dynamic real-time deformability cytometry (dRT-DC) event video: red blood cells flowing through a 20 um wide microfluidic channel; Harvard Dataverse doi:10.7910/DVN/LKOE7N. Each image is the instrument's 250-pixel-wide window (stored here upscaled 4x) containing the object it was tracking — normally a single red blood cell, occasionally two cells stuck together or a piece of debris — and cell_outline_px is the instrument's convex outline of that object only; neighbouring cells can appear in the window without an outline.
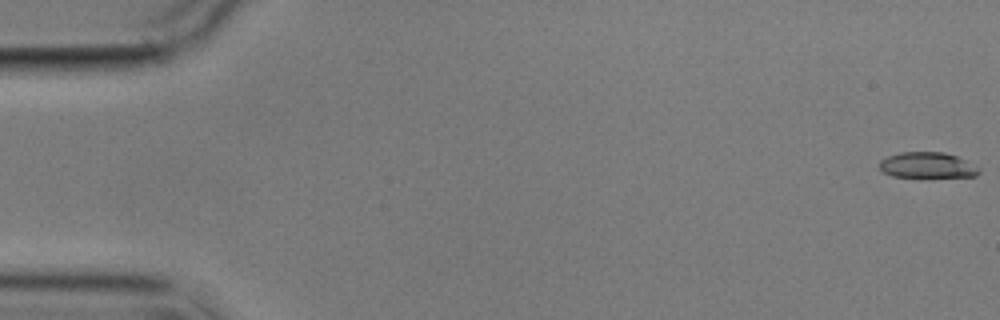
{"species": "common noctule bat (a hibernating species)", "species_latin": "Nyctalus noctula", "temperature_condition": "cold", "stored_images_in_passage": 6, "segment_of_instrument_passage": [1, 2], "camera_frame_rate_fps": 3000, "um_per_image_px": 0.085, "animal": {"sex": "male", "body_mass_g": 17.9}, "frame": {"image": 1, "passage_image": 1, "time_ms": 0.0, "image_size_px": [1000, 320], "cell_outline_px": [[980, 172], [976, 176], [892, 176], [884, 172], [880, 168], [880, 160], [888, 156], [900, 152], [944, 152], [956, 156], [980, 168]], "centroid_in_image_um": [78.81, 14.02], "position_along_channel_um": 6.2, "area_um2": 14.57}}
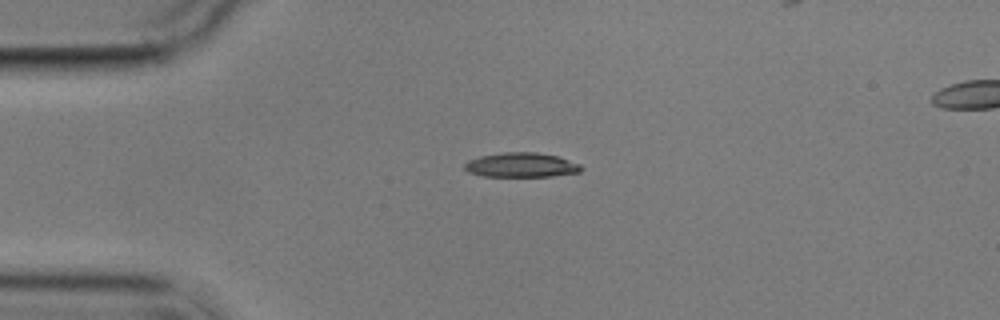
{"frame": {"image": 2, "passage_image": 4, "time_ms": 4.333, "image_size_px": [1000, 320], "cell_outline_px": [[584, 168], [580, 172], [552, 176], [484, 176], [468, 172], [464, 168], [464, 164], [468, 160], [480, 156], [504, 152], [536, 152], [556, 156], [580, 164]], "centroid_in_image_um": [44.3, 14.02], "position_along_channel_um": 40.7, "area_um2": 16.59}}